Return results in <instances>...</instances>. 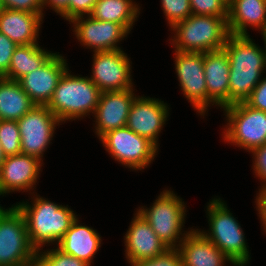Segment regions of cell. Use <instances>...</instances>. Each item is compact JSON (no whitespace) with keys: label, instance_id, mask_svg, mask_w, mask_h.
Masks as SVG:
<instances>
[{"label":"cell","instance_id":"obj_1","mask_svg":"<svg viewBox=\"0 0 266 266\" xmlns=\"http://www.w3.org/2000/svg\"><path fill=\"white\" fill-rule=\"evenodd\" d=\"M223 48L230 65L229 105L244 102L266 71L265 51L250 35L230 34Z\"/></svg>","mask_w":266,"mask_h":266},{"label":"cell","instance_id":"obj_2","mask_svg":"<svg viewBox=\"0 0 266 266\" xmlns=\"http://www.w3.org/2000/svg\"><path fill=\"white\" fill-rule=\"evenodd\" d=\"M35 196L31 204L23 201L15 205L24 215L31 245L39 250L46 244L57 245L77 215L68 205H58L39 195Z\"/></svg>","mask_w":266,"mask_h":266},{"label":"cell","instance_id":"obj_3","mask_svg":"<svg viewBox=\"0 0 266 266\" xmlns=\"http://www.w3.org/2000/svg\"><path fill=\"white\" fill-rule=\"evenodd\" d=\"M68 70L61 76L47 105L61 123L93 114L101 94L90 78L71 75Z\"/></svg>","mask_w":266,"mask_h":266},{"label":"cell","instance_id":"obj_4","mask_svg":"<svg viewBox=\"0 0 266 266\" xmlns=\"http://www.w3.org/2000/svg\"><path fill=\"white\" fill-rule=\"evenodd\" d=\"M228 17L190 15L174 25L171 44L176 51L200 52L222 49L230 35Z\"/></svg>","mask_w":266,"mask_h":266},{"label":"cell","instance_id":"obj_5","mask_svg":"<svg viewBox=\"0 0 266 266\" xmlns=\"http://www.w3.org/2000/svg\"><path fill=\"white\" fill-rule=\"evenodd\" d=\"M209 231H200L235 266H245L251 259L243 230L220 198H214L207 205Z\"/></svg>","mask_w":266,"mask_h":266},{"label":"cell","instance_id":"obj_6","mask_svg":"<svg viewBox=\"0 0 266 266\" xmlns=\"http://www.w3.org/2000/svg\"><path fill=\"white\" fill-rule=\"evenodd\" d=\"M185 205L173 191L166 189L156 198L151 208L139 207L137 212L152 227L165 246L178 248L189 232L182 231L186 216Z\"/></svg>","mask_w":266,"mask_h":266},{"label":"cell","instance_id":"obj_7","mask_svg":"<svg viewBox=\"0 0 266 266\" xmlns=\"http://www.w3.org/2000/svg\"><path fill=\"white\" fill-rule=\"evenodd\" d=\"M36 249L31 245L27 225L16 205H0V266H31Z\"/></svg>","mask_w":266,"mask_h":266},{"label":"cell","instance_id":"obj_8","mask_svg":"<svg viewBox=\"0 0 266 266\" xmlns=\"http://www.w3.org/2000/svg\"><path fill=\"white\" fill-rule=\"evenodd\" d=\"M227 118L223 140L248 152L266 144V112L252 108L245 102L223 108Z\"/></svg>","mask_w":266,"mask_h":266},{"label":"cell","instance_id":"obj_9","mask_svg":"<svg viewBox=\"0 0 266 266\" xmlns=\"http://www.w3.org/2000/svg\"><path fill=\"white\" fill-rule=\"evenodd\" d=\"M112 158L133 170H142L151 164L158 147L149 139L140 136L127 126L108 131L100 138Z\"/></svg>","mask_w":266,"mask_h":266},{"label":"cell","instance_id":"obj_10","mask_svg":"<svg viewBox=\"0 0 266 266\" xmlns=\"http://www.w3.org/2000/svg\"><path fill=\"white\" fill-rule=\"evenodd\" d=\"M60 123V120L47 106L35 105L17 120L22 153L43 161L44 151L53 139L55 127Z\"/></svg>","mask_w":266,"mask_h":266},{"label":"cell","instance_id":"obj_11","mask_svg":"<svg viewBox=\"0 0 266 266\" xmlns=\"http://www.w3.org/2000/svg\"><path fill=\"white\" fill-rule=\"evenodd\" d=\"M174 58L175 70L183 95L201 116H205L208 108L204 53L175 50Z\"/></svg>","mask_w":266,"mask_h":266},{"label":"cell","instance_id":"obj_12","mask_svg":"<svg viewBox=\"0 0 266 266\" xmlns=\"http://www.w3.org/2000/svg\"><path fill=\"white\" fill-rule=\"evenodd\" d=\"M130 63L128 55L121 49L94 52L89 78L101 92L133 88Z\"/></svg>","mask_w":266,"mask_h":266},{"label":"cell","instance_id":"obj_13","mask_svg":"<svg viewBox=\"0 0 266 266\" xmlns=\"http://www.w3.org/2000/svg\"><path fill=\"white\" fill-rule=\"evenodd\" d=\"M73 19V32L81 45L93 48V52L114 51L121 49L118 42L127 37L128 31L121 25L109 21L94 19L88 15Z\"/></svg>","mask_w":266,"mask_h":266},{"label":"cell","instance_id":"obj_14","mask_svg":"<svg viewBox=\"0 0 266 266\" xmlns=\"http://www.w3.org/2000/svg\"><path fill=\"white\" fill-rule=\"evenodd\" d=\"M136 96L131 104L126 126L158 147V136L169 116V107L159 99Z\"/></svg>","mask_w":266,"mask_h":266},{"label":"cell","instance_id":"obj_15","mask_svg":"<svg viewBox=\"0 0 266 266\" xmlns=\"http://www.w3.org/2000/svg\"><path fill=\"white\" fill-rule=\"evenodd\" d=\"M67 69L66 60L56 52L43 66L23 76L18 82L35 105L47 106Z\"/></svg>","mask_w":266,"mask_h":266},{"label":"cell","instance_id":"obj_16","mask_svg":"<svg viewBox=\"0 0 266 266\" xmlns=\"http://www.w3.org/2000/svg\"><path fill=\"white\" fill-rule=\"evenodd\" d=\"M42 161L26 154L6 156L0 168V196L14 191H32Z\"/></svg>","mask_w":266,"mask_h":266},{"label":"cell","instance_id":"obj_17","mask_svg":"<svg viewBox=\"0 0 266 266\" xmlns=\"http://www.w3.org/2000/svg\"><path fill=\"white\" fill-rule=\"evenodd\" d=\"M133 91V88H130L101 92L93 113L96 119L95 133L99 138L108 131L126 126L131 104L136 98Z\"/></svg>","mask_w":266,"mask_h":266},{"label":"cell","instance_id":"obj_18","mask_svg":"<svg viewBox=\"0 0 266 266\" xmlns=\"http://www.w3.org/2000/svg\"><path fill=\"white\" fill-rule=\"evenodd\" d=\"M125 236V255L131 264L163 254L168 247L163 244L152 227L138 213L134 214Z\"/></svg>","mask_w":266,"mask_h":266},{"label":"cell","instance_id":"obj_19","mask_svg":"<svg viewBox=\"0 0 266 266\" xmlns=\"http://www.w3.org/2000/svg\"><path fill=\"white\" fill-rule=\"evenodd\" d=\"M230 65L224 48L204 53V75L207 87V107L229 105Z\"/></svg>","mask_w":266,"mask_h":266},{"label":"cell","instance_id":"obj_20","mask_svg":"<svg viewBox=\"0 0 266 266\" xmlns=\"http://www.w3.org/2000/svg\"><path fill=\"white\" fill-rule=\"evenodd\" d=\"M177 249L183 266H223L227 261L235 266L199 229H190Z\"/></svg>","mask_w":266,"mask_h":266},{"label":"cell","instance_id":"obj_21","mask_svg":"<svg viewBox=\"0 0 266 266\" xmlns=\"http://www.w3.org/2000/svg\"><path fill=\"white\" fill-rule=\"evenodd\" d=\"M43 18L40 14L4 9L0 12V32L17 45L38 44Z\"/></svg>","mask_w":266,"mask_h":266},{"label":"cell","instance_id":"obj_22","mask_svg":"<svg viewBox=\"0 0 266 266\" xmlns=\"http://www.w3.org/2000/svg\"><path fill=\"white\" fill-rule=\"evenodd\" d=\"M228 29L232 35H248L247 27L266 34V0H231L228 3Z\"/></svg>","mask_w":266,"mask_h":266},{"label":"cell","instance_id":"obj_23","mask_svg":"<svg viewBox=\"0 0 266 266\" xmlns=\"http://www.w3.org/2000/svg\"><path fill=\"white\" fill-rule=\"evenodd\" d=\"M79 223L77 217L70 229L59 240L57 248L91 266L93 257L101 247V236L93 228Z\"/></svg>","mask_w":266,"mask_h":266},{"label":"cell","instance_id":"obj_24","mask_svg":"<svg viewBox=\"0 0 266 266\" xmlns=\"http://www.w3.org/2000/svg\"><path fill=\"white\" fill-rule=\"evenodd\" d=\"M34 106L18 81L0 77V120L17 121Z\"/></svg>","mask_w":266,"mask_h":266},{"label":"cell","instance_id":"obj_25","mask_svg":"<svg viewBox=\"0 0 266 266\" xmlns=\"http://www.w3.org/2000/svg\"><path fill=\"white\" fill-rule=\"evenodd\" d=\"M55 53L42 49L39 44L18 45L13 52L6 79L19 81L31 71L43 66Z\"/></svg>","mask_w":266,"mask_h":266},{"label":"cell","instance_id":"obj_26","mask_svg":"<svg viewBox=\"0 0 266 266\" xmlns=\"http://www.w3.org/2000/svg\"><path fill=\"white\" fill-rule=\"evenodd\" d=\"M139 14L140 8L133 0H98L90 16L121 24L130 33Z\"/></svg>","mask_w":266,"mask_h":266},{"label":"cell","instance_id":"obj_27","mask_svg":"<svg viewBox=\"0 0 266 266\" xmlns=\"http://www.w3.org/2000/svg\"><path fill=\"white\" fill-rule=\"evenodd\" d=\"M0 145L5 156L22 153L17 121L0 120Z\"/></svg>","mask_w":266,"mask_h":266},{"label":"cell","instance_id":"obj_28","mask_svg":"<svg viewBox=\"0 0 266 266\" xmlns=\"http://www.w3.org/2000/svg\"><path fill=\"white\" fill-rule=\"evenodd\" d=\"M40 250L36 251L35 266H90L85 261L66 254L57 247L50 251L41 252Z\"/></svg>","mask_w":266,"mask_h":266},{"label":"cell","instance_id":"obj_29","mask_svg":"<svg viewBox=\"0 0 266 266\" xmlns=\"http://www.w3.org/2000/svg\"><path fill=\"white\" fill-rule=\"evenodd\" d=\"M161 4L170 28L192 15L190 0H161Z\"/></svg>","mask_w":266,"mask_h":266},{"label":"cell","instance_id":"obj_30","mask_svg":"<svg viewBox=\"0 0 266 266\" xmlns=\"http://www.w3.org/2000/svg\"><path fill=\"white\" fill-rule=\"evenodd\" d=\"M192 14L228 17L226 0H190Z\"/></svg>","mask_w":266,"mask_h":266},{"label":"cell","instance_id":"obj_31","mask_svg":"<svg viewBox=\"0 0 266 266\" xmlns=\"http://www.w3.org/2000/svg\"><path fill=\"white\" fill-rule=\"evenodd\" d=\"M131 266H183L182 258L177 248H168L163 254L154 258L141 260Z\"/></svg>","mask_w":266,"mask_h":266},{"label":"cell","instance_id":"obj_32","mask_svg":"<svg viewBox=\"0 0 266 266\" xmlns=\"http://www.w3.org/2000/svg\"><path fill=\"white\" fill-rule=\"evenodd\" d=\"M18 45L0 32V77H3L9 69L14 49Z\"/></svg>","mask_w":266,"mask_h":266},{"label":"cell","instance_id":"obj_33","mask_svg":"<svg viewBox=\"0 0 266 266\" xmlns=\"http://www.w3.org/2000/svg\"><path fill=\"white\" fill-rule=\"evenodd\" d=\"M2 2L5 9L45 15L43 14L44 7L42 0H2Z\"/></svg>","mask_w":266,"mask_h":266},{"label":"cell","instance_id":"obj_34","mask_svg":"<svg viewBox=\"0 0 266 266\" xmlns=\"http://www.w3.org/2000/svg\"><path fill=\"white\" fill-rule=\"evenodd\" d=\"M244 102L252 108L266 112V77L260 80Z\"/></svg>","mask_w":266,"mask_h":266},{"label":"cell","instance_id":"obj_35","mask_svg":"<svg viewBox=\"0 0 266 266\" xmlns=\"http://www.w3.org/2000/svg\"><path fill=\"white\" fill-rule=\"evenodd\" d=\"M98 0H70L69 22L80 16L91 15Z\"/></svg>","mask_w":266,"mask_h":266},{"label":"cell","instance_id":"obj_36","mask_svg":"<svg viewBox=\"0 0 266 266\" xmlns=\"http://www.w3.org/2000/svg\"><path fill=\"white\" fill-rule=\"evenodd\" d=\"M254 156L253 161V170L255 175L261 179L264 184L261 188L266 187V144L261 147H258L252 151Z\"/></svg>","mask_w":266,"mask_h":266},{"label":"cell","instance_id":"obj_37","mask_svg":"<svg viewBox=\"0 0 266 266\" xmlns=\"http://www.w3.org/2000/svg\"><path fill=\"white\" fill-rule=\"evenodd\" d=\"M69 1L70 0H42L43 7L50 6L55 13L69 21Z\"/></svg>","mask_w":266,"mask_h":266},{"label":"cell","instance_id":"obj_38","mask_svg":"<svg viewBox=\"0 0 266 266\" xmlns=\"http://www.w3.org/2000/svg\"><path fill=\"white\" fill-rule=\"evenodd\" d=\"M256 209L259 213V217L266 234V187L260 188L256 197Z\"/></svg>","mask_w":266,"mask_h":266},{"label":"cell","instance_id":"obj_39","mask_svg":"<svg viewBox=\"0 0 266 266\" xmlns=\"http://www.w3.org/2000/svg\"><path fill=\"white\" fill-rule=\"evenodd\" d=\"M5 155H4V153H3V151H2V147H1V145H0V168H1V166H2V164H3V162H4V160H5Z\"/></svg>","mask_w":266,"mask_h":266},{"label":"cell","instance_id":"obj_40","mask_svg":"<svg viewBox=\"0 0 266 266\" xmlns=\"http://www.w3.org/2000/svg\"><path fill=\"white\" fill-rule=\"evenodd\" d=\"M263 39H264V46H265L264 51H265V63H266V34L263 35Z\"/></svg>","mask_w":266,"mask_h":266},{"label":"cell","instance_id":"obj_41","mask_svg":"<svg viewBox=\"0 0 266 266\" xmlns=\"http://www.w3.org/2000/svg\"><path fill=\"white\" fill-rule=\"evenodd\" d=\"M5 8H4V5H3V2H2V0H0V12L2 11V10H4Z\"/></svg>","mask_w":266,"mask_h":266}]
</instances>
